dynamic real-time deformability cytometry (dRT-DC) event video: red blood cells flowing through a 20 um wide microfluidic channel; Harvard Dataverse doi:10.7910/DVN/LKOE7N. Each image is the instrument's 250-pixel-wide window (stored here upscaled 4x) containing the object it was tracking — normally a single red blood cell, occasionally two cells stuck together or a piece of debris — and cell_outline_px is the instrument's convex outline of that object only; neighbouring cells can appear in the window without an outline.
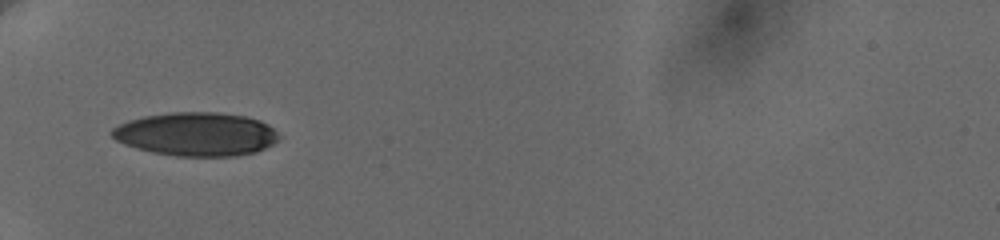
{"species": "human", "species_latin": "Homo sapiens", "temperature_condition": "cold", "stored_images_in_passage": 34, "camera_frame_rate_fps": 3000, "um_per_image_px": 0.085, "donor": {"sex": "female"}, "frame": {"image": 1, "passage_image": 4, "time_ms": 2.0, "image_size_px": [1000, 240], "cell_outline_px": [[280, 136], [272, 144], [256, 152], [236, 156], [176, 156], [152, 152], [136, 148], [124, 144], [116, 140], [108, 132], [112, 128], [128, 120], [144, 116], [172, 112], [216, 112], [244, 116], [260, 120], [268, 124]], "centroid_in_image_um": [16.65, 11.4], "position_along_channel_um": 68.3, "area_um2": 42.43}}
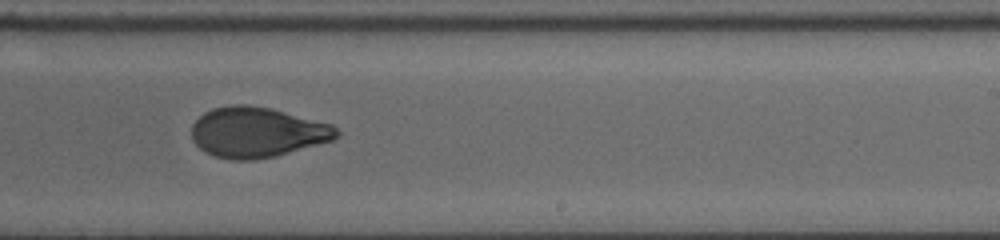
{"frame": {"image": 2, "passage_image": 17, "time_ms": 7.667, "image_size_px": [1000, 240], "cell_outline_px": [[340, 136], [332, 140], [276, 156], [252, 160], [232, 160], [216, 156], [204, 152], [192, 140], [192, 124], [204, 112], [212, 108], [232, 104], [248, 104], [268, 108], [332, 124], [340, 132]], "centroid_in_image_um": [21.83, 11.24], "position_along_channel_um": 267.2, "area_um2": 42.37}}
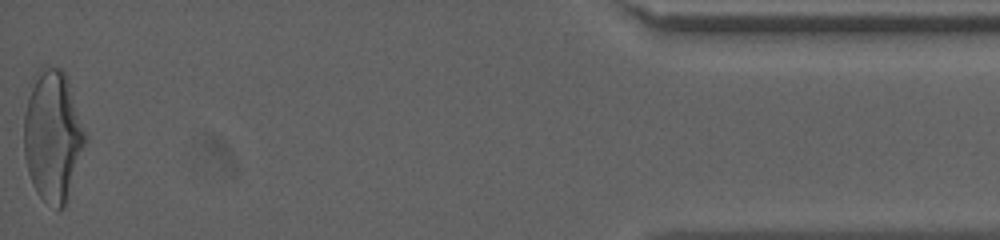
{"frame": {"image": 3, "passage_image": 34, "time_ms": 14.0, "image_size_px": [1000, 240], "cell_outline_px": [[88, 140], [64, 204], [60, 208], [56, 208], [44, 200], [36, 192], [32, 184], [28, 172], [24, 156], [24, 112], [36, 72], [44, 64], [60, 68], [68, 76], [88, 136]], "centroid_in_image_um": [4.51, 11.48], "position_along_channel_um": 430.7, "area_um2": 47.11}, "authors_computed_cell_mechanics": {"area_um2": 42.772, "velocity_mm_per_s": 3.6632, "shape_relaxation_time_tau1_ms": 6.8571, "shape_relaxation_time_tau2_ms": 1.6164, "deformation_change_tau1": 0.2005, "deformation_change_tau2": 0.0692}}